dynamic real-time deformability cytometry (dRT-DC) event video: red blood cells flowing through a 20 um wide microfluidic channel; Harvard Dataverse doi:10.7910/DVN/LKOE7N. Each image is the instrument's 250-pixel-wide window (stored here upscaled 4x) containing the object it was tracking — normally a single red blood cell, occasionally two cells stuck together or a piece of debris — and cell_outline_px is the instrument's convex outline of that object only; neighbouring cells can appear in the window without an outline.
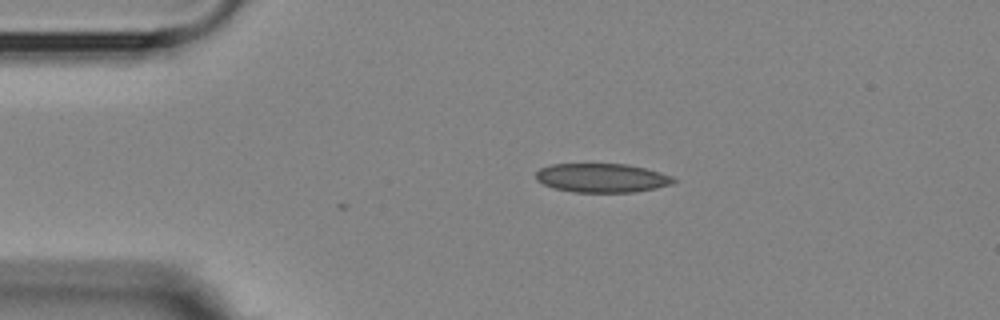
{"species": "Egyptian fruit bat (a non-hibernating species)", "species_latin": "Rousettus aegyptiacus", "temperature_condition": "room temperature", "stored_images_in_passage": 4, "camera_frame_rate_fps": 3000, "um_per_image_px": 0.085, "animal": {"sex": "female"}, "frame": {"image": 1, "passage_image": 4, "time_ms": 4.333, "image_size_px": [1000, 320], "cell_outline_px": [[680, 180], [672, 184], [656, 188], [632, 192], [572, 192], [552, 188], [536, 180], [536, 172], [540, 168], [552, 164], [628, 164], [660, 172], [672, 176]], "centroid_in_image_um": [51.17, 15.12], "position_along_channel_um": 33.8, "area_um2": 23.35}}